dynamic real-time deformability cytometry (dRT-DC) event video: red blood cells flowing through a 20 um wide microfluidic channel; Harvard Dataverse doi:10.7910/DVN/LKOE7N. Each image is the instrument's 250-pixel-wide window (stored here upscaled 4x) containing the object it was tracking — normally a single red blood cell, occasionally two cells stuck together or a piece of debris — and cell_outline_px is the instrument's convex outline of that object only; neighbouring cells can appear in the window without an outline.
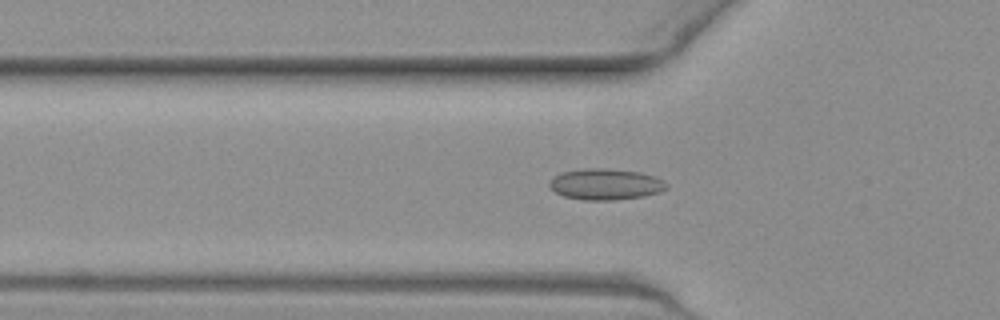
{"species": "common noctule bat (a hibernating species)", "species_latin": "Nyctalus noctula", "temperature_condition": "warm", "stored_images_in_passage": 38, "camera_frame_rate_fps": 3000, "um_per_image_px": 0.085, "animal": {"sex": "female", "body_mass_g": 19.3, "forearm_length_mm": 54.1}, "frame": {"image": 1, "passage_image": 9, "time_ms": 2.667, "image_size_px": [1000, 320], "cell_outline_px": [[668, 188], [660, 192], [644, 196], [612, 200], [584, 200], [564, 196], [556, 192], [548, 184], [560, 172], [584, 168], [604, 168], [640, 172], [656, 176], [664, 180], [668, 184]], "centroid_in_image_um": [51.52, 15.65], "position_along_channel_um": 74.3, "area_um2": 21.27}}
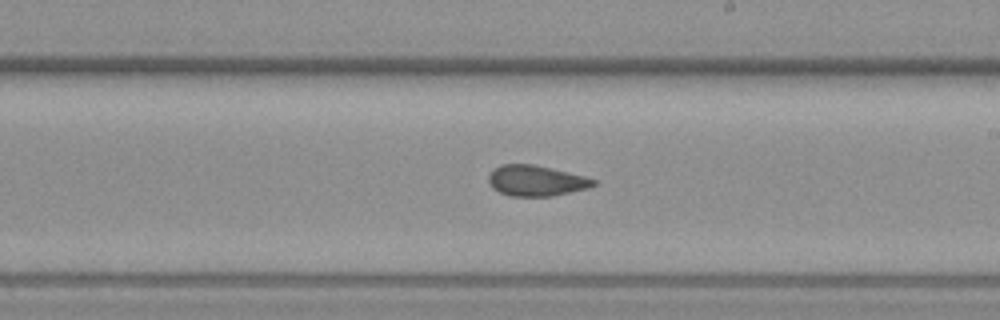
{"frame": {"image": 2, "passage_image": 22, "time_ms": 7.0, "image_size_px": [1000, 320], "cell_outline_px": [[596, 184], [588, 188], [552, 196], [508, 196], [492, 188], [488, 180], [488, 176], [500, 164], [532, 164], [584, 176], [596, 180]], "centroid_in_image_um": [45.55, 15.37], "position_along_channel_um": 243.5, "area_um2": 18.55}}
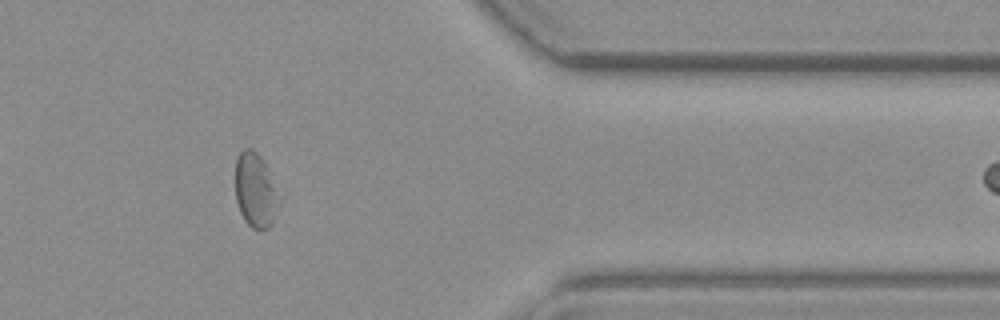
{"frame": {"image": 3, "passage_image": 35, "time_ms": 11.333, "image_size_px": [1000, 320], "cell_outline_px": [[284, 196], [272, 224], [268, 228], [260, 232], [252, 228], [244, 220], [240, 212], [236, 200], [236, 160], [240, 152], [244, 148], [252, 148], [260, 156], [284, 192]], "centroid_in_image_um": [21.82, 16.21], "position_along_channel_um": 389.6, "area_um2": 20.11}}